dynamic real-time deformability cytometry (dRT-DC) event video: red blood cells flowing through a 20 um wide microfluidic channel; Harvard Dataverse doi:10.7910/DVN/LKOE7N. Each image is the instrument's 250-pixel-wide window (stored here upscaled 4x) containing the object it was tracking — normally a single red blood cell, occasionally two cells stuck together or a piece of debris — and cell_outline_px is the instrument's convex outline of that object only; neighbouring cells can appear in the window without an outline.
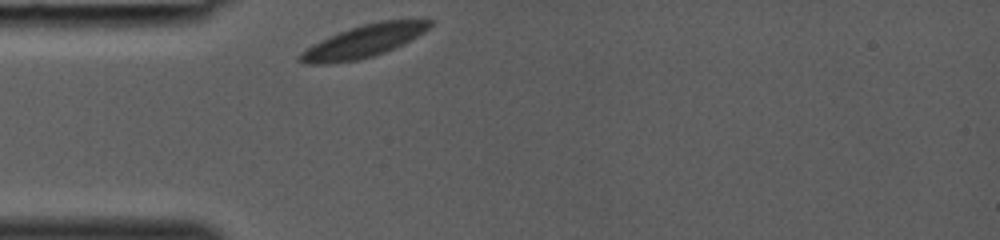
{"species": "common noctule bat (a hibernating species)", "species_latin": "Nyctalus noctula", "temperature_condition": "room temperature", "stored_images_in_passage": 24, "camera_frame_rate_fps": 3000, "um_per_image_px": 0.085, "animal": {"sex": "female", "body_mass_g": 19.0, "forearm_length_mm": 53.3}, "frame": {"image": 1, "passage_image": 1, "time_ms": 0.0, "image_size_px": [1000, 240], "cell_outline_px": [[432, 24], [424, 32], [384, 52], [360, 60], [328, 64], [304, 64], [296, 60], [296, 56], [300, 52], [320, 40], [328, 36], [364, 24], [380, 20], [432, 20]], "centroid_in_image_um": [30.8, 3.53], "position_along_channel_um": 54.2, "area_um2": 24.22}}
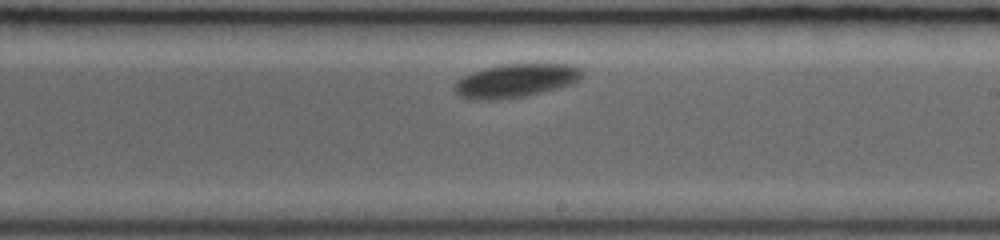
{"frame": {"image": 2, "passage_image": 14, "time_ms": 4.333, "image_size_px": [1000, 240], "cell_outline_px": [[584, 76], [580, 80], [572, 84], [524, 96], [496, 100], [472, 100], [460, 96], [456, 92], [456, 84], [464, 76], [472, 72], [484, 68], [504, 64], [568, 64], [580, 68], [584, 72]], "centroid_in_image_um": [43.88, 6.85], "position_along_channel_um": 245.1, "area_um2": 24.74}}
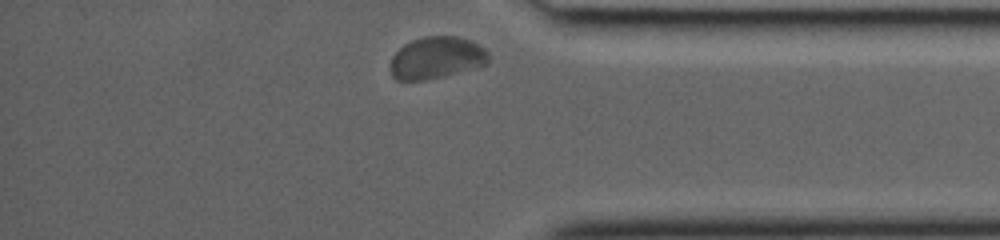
{"frame": {"image": 3, "passage_image": 24, "time_ms": 7.667, "image_size_px": [1000, 240], "cell_outline_px": [[488, 64], [428, 80], [396, 80], [392, 76], [388, 68], [392, 56], [404, 44], [412, 40], [424, 36], [456, 36], [468, 40], [484, 48], [488, 52]], "centroid_in_image_um": [37.05, 4.92], "position_along_channel_um": 398.1, "area_um2": 24.04}}